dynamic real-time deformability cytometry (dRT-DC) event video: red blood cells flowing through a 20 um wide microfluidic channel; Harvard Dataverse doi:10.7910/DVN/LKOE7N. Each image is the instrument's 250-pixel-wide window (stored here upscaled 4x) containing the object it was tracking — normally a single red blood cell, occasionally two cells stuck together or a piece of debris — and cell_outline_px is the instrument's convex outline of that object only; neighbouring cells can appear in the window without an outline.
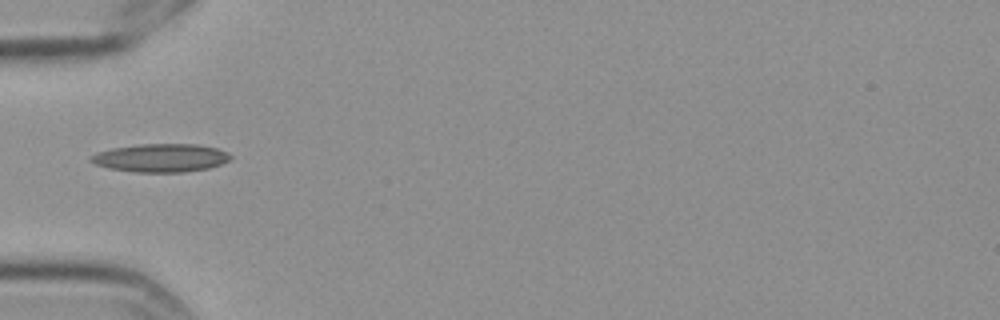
{"species": "Egyptian fruit bat (a non-hibernating species)", "species_latin": "Rousettus aegyptiacus", "temperature_condition": "cold", "stored_images_in_passage": 6, "camera_frame_rate_fps": 3000, "um_per_image_px": 0.085, "frame": {"image": 1, "passage_image": 4, "time_ms": 1.0, "image_size_px": [1000, 320], "cell_outline_px": [[232, 156], [228, 160], [220, 164], [208, 168], [184, 172], [136, 172], [108, 168], [96, 164], [88, 160], [88, 156], [96, 152], [112, 148], [140, 144], [196, 144], [216, 148], [228, 152]], "centroid_in_image_um": [13.63, 13.41], "position_along_channel_um": 71.4, "area_um2": 23.0}}
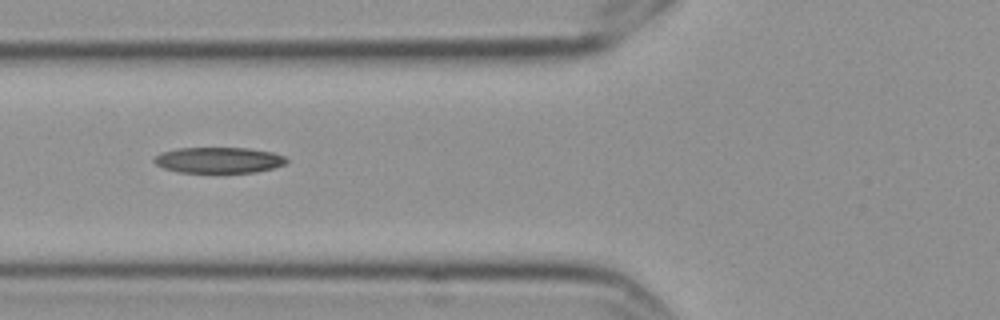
{"frame": {"image": 2, "passage_image": 5, "time_ms": 1.333, "image_size_px": [1000, 320], "cell_outline_px": [[288, 160], [284, 164], [272, 168], [256, 172], [180, 172], [164, 168], [156, 164], [152, 160], [160, 152], [176, 148], [248, 148], [272, 152], [284, 156]], "centroid_in_image_um": [18.57, 13.6], "position_along_channel_um": 107.2, "area_um2": 19.83}}
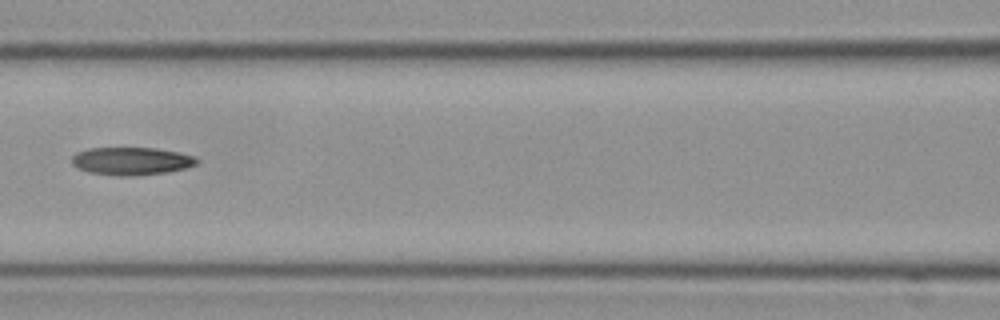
{"frame": {"image": 3, "passage_image": 6, "time_ms": 1.667, "image_size_px": [1000, 320], "cell_outline_px": [[200, 160], [196, 164], [184, 168], [168, 172], [136, 176], [120, 176], [88, 172], [76, 168], [72, 164], [72, 156], [76, 152], [88, 148], [156, 148], [180, 152], [196, 156]], "centroid_in_image_um": [11.17, 13.69], "position_along_channel_um": 155.4, "area_um2": 20.52}}